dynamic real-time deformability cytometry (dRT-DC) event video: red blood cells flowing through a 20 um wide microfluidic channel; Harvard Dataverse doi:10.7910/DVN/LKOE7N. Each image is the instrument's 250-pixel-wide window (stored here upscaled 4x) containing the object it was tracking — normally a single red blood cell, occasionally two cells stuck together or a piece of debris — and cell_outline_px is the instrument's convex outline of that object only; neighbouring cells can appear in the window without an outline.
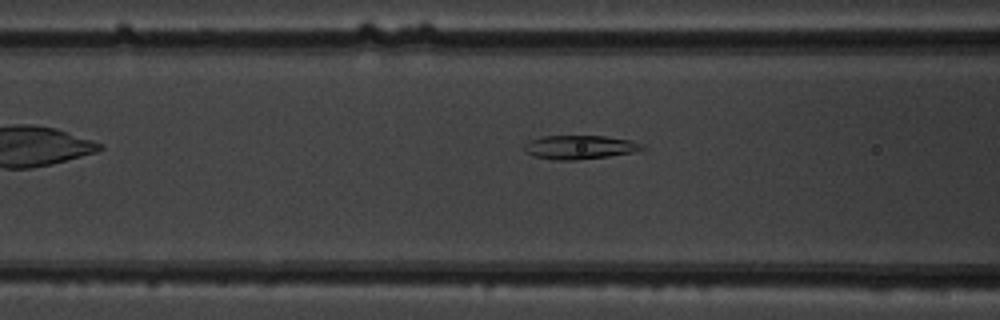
{"species": "common noctule bat (a hibernating species)", "species_latin": "Nyctalus noctula", "temperature_condition": "warm", "stored_images_in_passage": 6, "camera_frame_rate_fps": 3000, "um_per_image_px": 0.085, "animal": {"sex": "male", "body_mass_g": 19.5, "forearm_length_mm": 54.6}, "frame": {"image": 1, "passage_image": 4, "time_ms": 1.0, "image_size_px": [1000, 320], "cell_outline_px": [[648, 148], [636, 152], [608, 156], [576, 160], [556, 160], [532, 156], [524, 152], [520, 148], [528, 140], [544, 136], [604, 136], [632, 140], [644, 144]], "centroid_in_image_um": [49.26, 12.51], "position_along_channel_um": 117.3, "area_um2": 16.76}}